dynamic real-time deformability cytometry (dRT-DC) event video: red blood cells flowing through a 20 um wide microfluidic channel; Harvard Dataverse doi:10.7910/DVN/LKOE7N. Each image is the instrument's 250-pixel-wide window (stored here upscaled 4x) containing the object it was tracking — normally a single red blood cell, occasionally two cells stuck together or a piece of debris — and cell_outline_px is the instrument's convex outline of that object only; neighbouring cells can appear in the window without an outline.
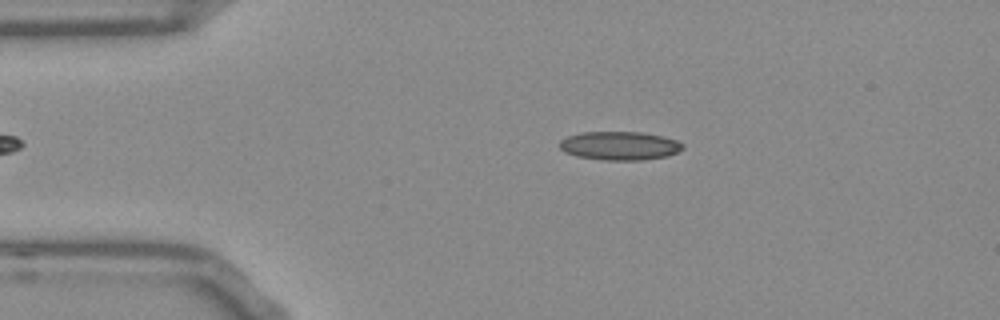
{"species": "Egyptian fruit bat (a non-hibernating species)", "species_latin": "Rousettus aegyptiacus", "temperature_condition": "room temperature", "stored_images_in_passage": 43, "camera_frame_rate_fps": 3000, "um_per_image_px": 0.085, "frame": {"image": 1, "passage_image": 7, "time_ms": 2.0, "image_size_px": [1000, 320], "cell_outline_px": [[684, 148], [668, 156], [640, 160], [604, 160], [576, 156], [564, 152], [560, 148], [560, 140], [568, 136], [580, 132], [644, 132], [664, 136], [676, 140], [684, 144]], "centroid_in_image_um": [52.68, 12.38], "position_along_channel_um": 32.3, "area_um2": 20.63}}
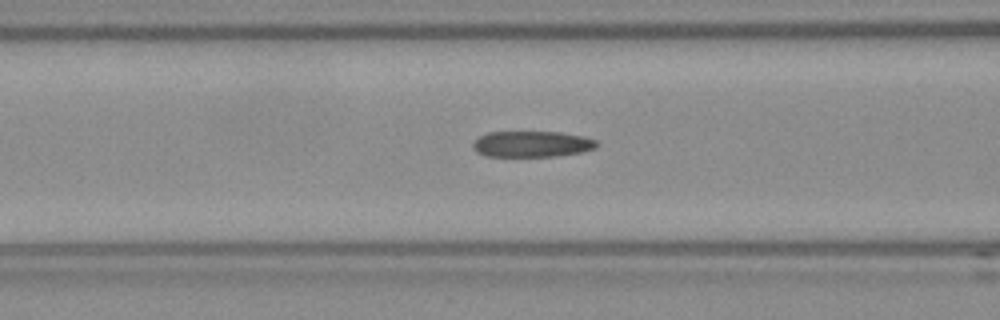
{"frame": {"image": 2, "passage_image": 17, "time_ms": 5.333, "image_size_px": [1000, 320], "cell_outline_px": [[600, 144], [596, 148], [580, 152], [556, 156], [484, 156], [476, 152], [472, 148], [472, 144], [480, 136], [488, 132], [560, 132], [584, 136], [596, 140]], "centroid_in_image_um": [45.22, 12.24], "position_along_channel_um": 121.4, "area_um2": 18.84}}
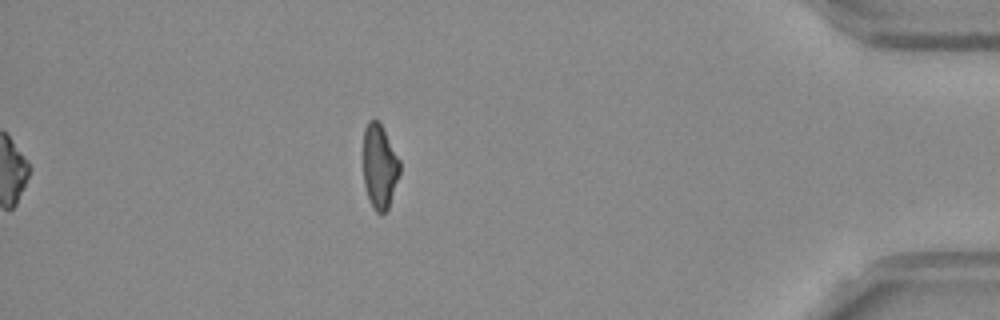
{"frame": {"image": 3, "passage_image": 43, "time_ms": 14.0, "image_size_px": [1000, 320], "cell_outline_px": [[400, 176], [388, 208], [380, 216], [372, 208], [368, 200], [364, 184], [364, 128], [368, 120], [376, 120], [380, 124], [400, 160]], "centroid_in_image_um": [32.27, 14.22], "position_along_channel_um": 402.9, "area_um2": 18.03}, "authors_computed_cell_mechanics": {"area_um2": 19.5942, "velocity_mm_per_s": 3.8126, "shape_relaxation_time_tau1_ms": null, "shape_relaxation_time_tau2_ms": 1.5474, "deformation_change_tau1": null, "deformation_change_tau2": 0.0966}}